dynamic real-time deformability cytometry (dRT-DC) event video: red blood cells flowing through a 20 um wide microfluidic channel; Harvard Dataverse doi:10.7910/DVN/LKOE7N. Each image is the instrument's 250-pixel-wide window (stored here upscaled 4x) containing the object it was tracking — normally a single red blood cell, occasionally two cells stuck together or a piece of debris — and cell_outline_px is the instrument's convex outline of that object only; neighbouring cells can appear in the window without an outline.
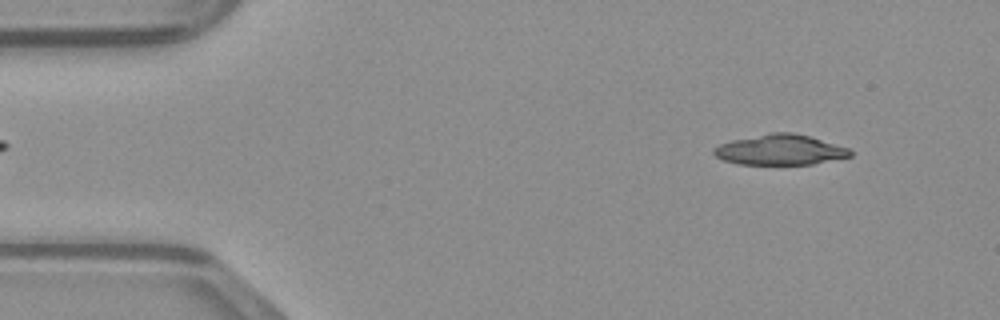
{"species": "common noctule bat (a hibernating species)", "species_latin": "Nyctalus noctula", "temperature_condition": "warm", "stored_images_in_passage": 47, "camera_frame_rate_fps": 3000, "um_per_image_px": 0.085, "animal": {"sex": "male", "body_mass_g": 23.1, "forearm_length_mm": 52.7}, "frame": {"image": 1, "passage_image": 4, "time_ms": 1.0, "image_size_px": [1000, 320], "cell_outline_px": [[852, 156], [812, 164], [736, 164], [724, 160], [716, 156], [712, 152], [712, 148], [720, 144], [732, 140], [772, 132], [792, 132], [808, 136], [848, 148], [852, 152]], "centroid_in_image_um": [66.28, 12.73], "position_along_channel_um": 18.7, "area_um2": 23.93}}